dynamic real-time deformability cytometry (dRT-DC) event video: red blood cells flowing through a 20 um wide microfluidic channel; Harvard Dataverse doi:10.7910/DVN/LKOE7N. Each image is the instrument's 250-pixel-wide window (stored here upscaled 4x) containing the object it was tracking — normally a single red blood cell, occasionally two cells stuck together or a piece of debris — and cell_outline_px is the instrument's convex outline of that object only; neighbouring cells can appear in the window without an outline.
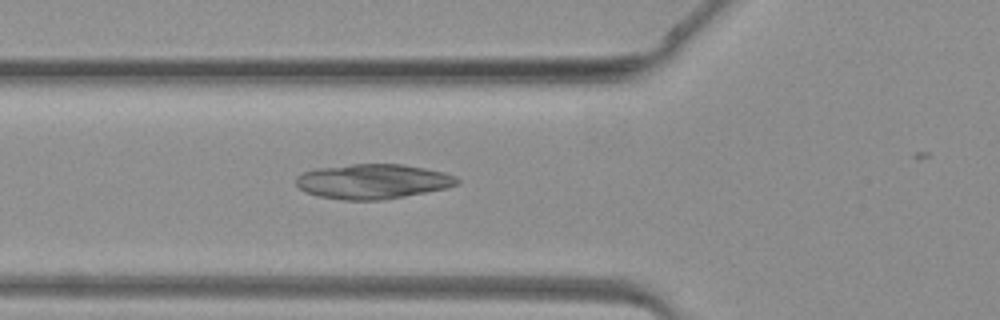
{"species": "common noctule bat (a hibernating species)", "species_latin": "Nyctalus noctula", "temperature_condition": "warm", "stored_images_in_passage": 20, "camera_frame_rate_fps": 3000, "um_per_image_px": 0.085, "animal": {"sex": "female", "body_mass_g": 19.3, "forearm_length_mm": 54.1}, "frame": {"image": 1, "passage_image": 14, "time_ms": 4.333, "image_size_px": [1000, 320], "cell_outline_px": [[460, 184], [448, 188], [384, 200], [344, 200], [316, 196], [304, 192], [296, 184], [296, 176], [304, 172], [316, 168], [352, 164], [404, 164], [444, 172], [456, 176], [460, 180]], "centroid_in_image_um": [31.7, 15.42], "position_along_channel_um": 94.1, "area_um2": 33.0}}
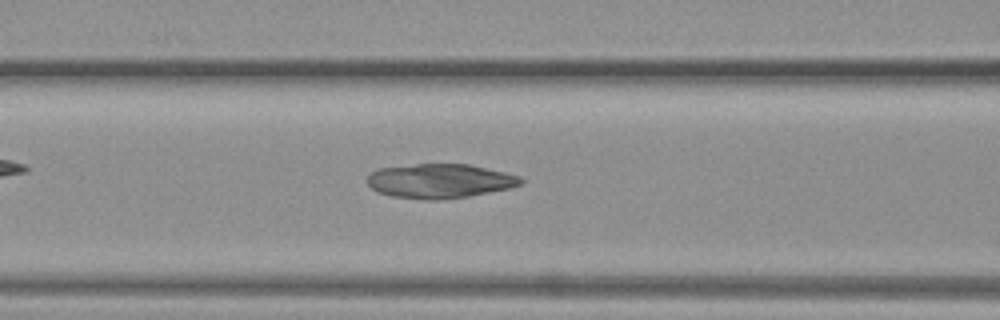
{"frame": {"image": 2, "passage_image": 16, "time_ms": 5.0, "image_size_px": [1000, 320], "cell_outline_px": [[524, 180], [520, 184], [512, 188], [468, 196], [436, 200], [424, 200], [392, 196], [376, 192], [368, 184], [368, 176], [376, 168], [416, 164], [468, 164], [504, 172], [520, 176]], "centroid_in_image_um": [37.37, 15.38], "position_along_channel_um": 129.2, "area_um2": 30.75}}
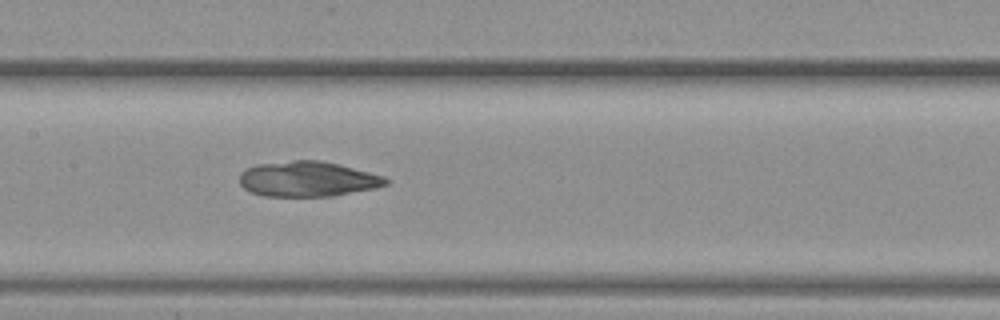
{"frame": {"image": 3, "passage_image": 19, "time_ms": 6.0, "image_size_px": [1000, 320], "cell_outline_px": [[388, 184], [376, 188], [332, 196], [264, 196], [248, 192], [240, 184], [240, 172], [256, 164], [292, 160], [320, 160], [340, 164], [384, 176], [388, 180]], "centroid_in_image_um": [26.14, 15.21], "position_along_channel_um": 181.3, "area_um2": 30.23}}